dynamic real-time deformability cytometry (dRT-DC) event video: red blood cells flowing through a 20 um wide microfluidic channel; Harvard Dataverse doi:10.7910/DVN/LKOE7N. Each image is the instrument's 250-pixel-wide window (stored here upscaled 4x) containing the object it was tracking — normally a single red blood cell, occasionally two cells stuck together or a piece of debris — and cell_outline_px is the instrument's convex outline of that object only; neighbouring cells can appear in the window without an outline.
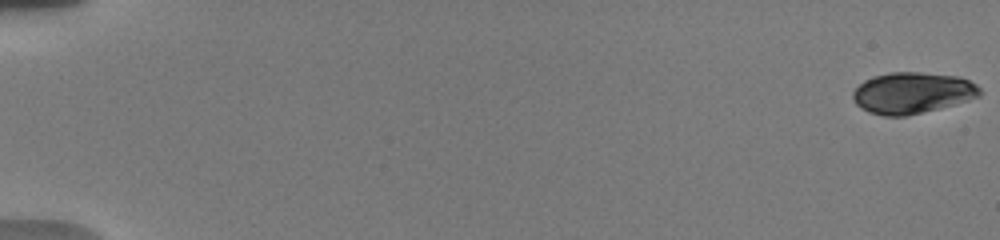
{"species": "human", "species_latin": "Homo sapiens", "temperature_condition": "warm", "stored_images_in_passage": 69, "camera_frame_rate_fps": 3000, "um_per_image_px": 0.085, "donor": {"sex": "male"}, "frame": {"image": 1, "passage_image": 1, "time_ms": 0.0, "image_size_px": [1000, 240], "cell_outline_px": [[980, 96], [968, 100], [904, 116], [884, 116], [868, 112], [860, 108], [856, 104], [852, 96], [852, 92], [864, 80], [872, 76], [888, 72], [920, 72], [960, 76], [976, 84], [980, 88]], "centroid_in_image_um": [77.51, 7.87], "position_along_channel_um": 7.5, "area_um2": 30.4}}
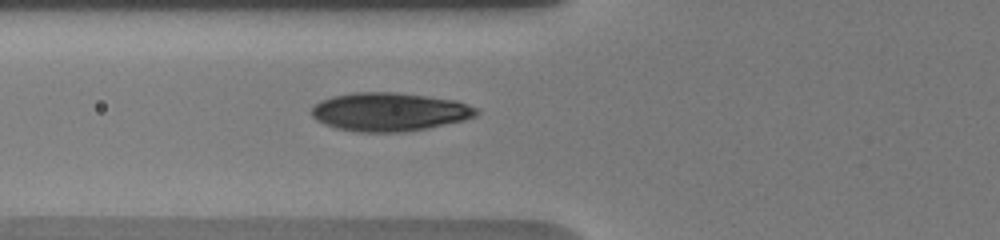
{"frame": {"image": 2, "passage_image": 34, "time_ms": 7.333, "image_size_px": [1000, 240], "cell_outline_px": [[480, 112], [476, 116], [464, 120], [428, 128], [404, 132], [356, 132], [336, 128], [324, 124], [316, 120], [312, 116], [312, 104], [320, 100], [332, 96], [356, 92], [396, 92], [428, 96], [456, 100], [480, 108]], "centroid_in_image_um": [33.11, 9.5], "position_along_channel_um": 92.7, "area_um2": 37.4}}
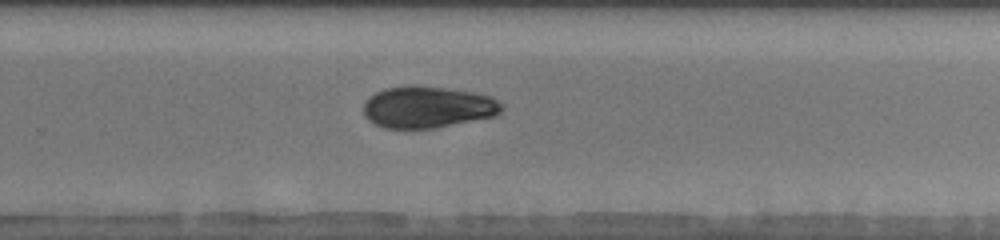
{"frame": {"image": 3, "passage_image": 53, "time_ms": 12.667, "image_size_px": [1000, 240], "cell_outline_px": [[504, 108], [496, 116], [432, 128], [384, 128], [368, 120], [364, 116], [364, 104], [368, 96], [384, 88], [444, 88], [472, 92], [492, 96], [504, 104]], "centroid_in_image_um": [36.38, 9.13], "position_along_channel_um": 293.4, "area_um2": 32.89}, "authors_computed_cell_mechanics": {"area_um2": 32.8882, "velocity_mm_per_s": 3.7719, "shape_relaxation_time_tau1_ms": 4.0079, "shape_relaxation_time_tau2_ms": null, "deformation_change_tau1": 0.0885, "deformation_change_tau2": null}}